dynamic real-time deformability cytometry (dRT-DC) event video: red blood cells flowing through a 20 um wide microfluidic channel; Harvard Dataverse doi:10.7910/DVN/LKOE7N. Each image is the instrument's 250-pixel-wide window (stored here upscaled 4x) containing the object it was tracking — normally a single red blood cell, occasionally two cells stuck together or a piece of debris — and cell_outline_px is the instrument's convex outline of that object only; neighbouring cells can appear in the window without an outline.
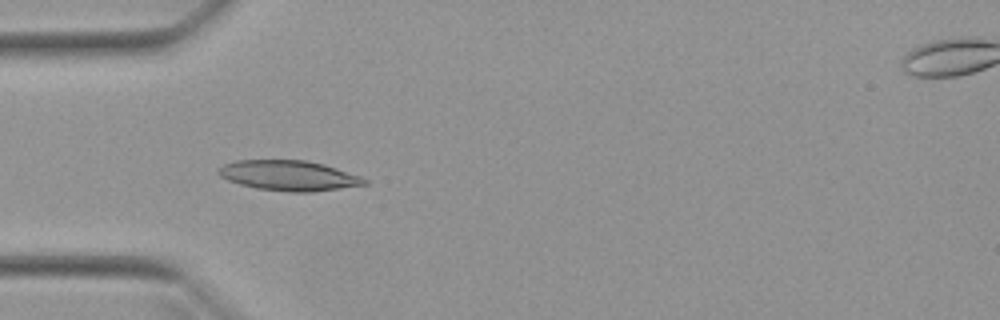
{"species": "Egyptian fruit bat (a non-hibernating species)", "species_latin": "Rousettus aegyptiacus", "temperature_condition": "warm", "stored_images_in_passage": 51, "camera_frame_rate_fps": 3000, "um_per_image_px": 0.085, "animal": {"sex": "female"}, "frame": {"image": 1, "passage_image": 16, "time_ms": 5.0, "image_size_px": [1000, 320], "cell_outline_px": [[368, 184], [312, 192], [288, 192], [256, 188], [240, 184], [228, 180], [220, 176], [216, 172], [216, 168], [224, 164], [236, 160], [304, 160], [324, 164], [360, 176], [368, 180]], "centroid_in_image_um": [24.52, 14.92], "position_along_channel_um": 60.5, "area_um2": 25.72}}
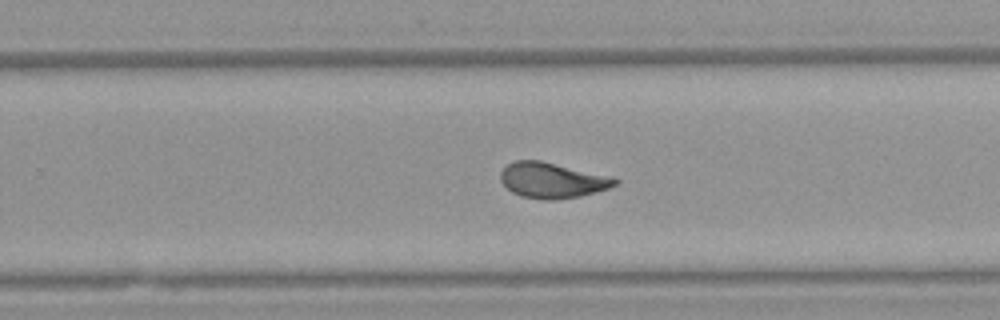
{"frame": {"image": 2, "passage_image": 33, "time_ms": 10.667, "image_size_px": [1000, 320], "cell_outline_px": [[620, 180], [616, 184], [608, 188], [580, 196], [556, 200], [544, 200], [520, 196], [512, 192], [500, 180], [500, 172], [508, 164], [516, 160], [540, 160], [612, 176]], "centroid_in_image_um": [46.94, 15.32], "position_along_channel_um": 282.9, "area_um2": 23.7}}
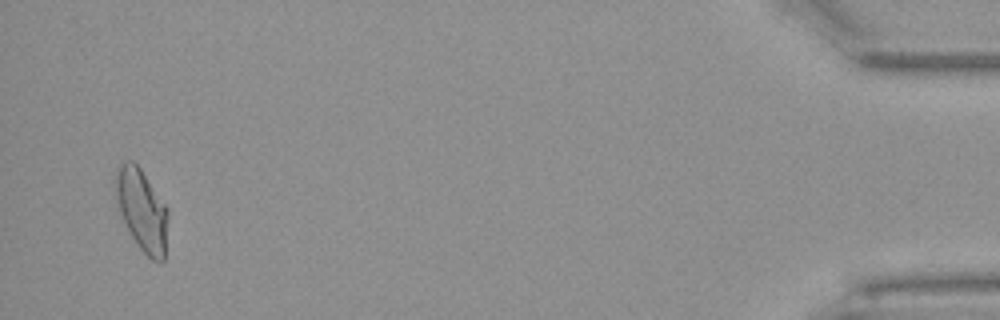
{"frame": {"image": 3, "passage_image": 50, "time_ms": 16.333, "image_size_px": [1000, 320], "cell_outline_px": [[168, 216], [164, 260], [160, 264], [152, 260], [140, 248], [132, 236], [120, 212], [112, 184], [116, 168], [124, 160], [132, 160], [140, 168], [168, 208]], "centroid_in_image_um": [12.04, 17.81], "position_along_channel_um": 423.2, "area_um2": 25.14}, "authors_computed_cell_mechanics": {"area_um2": 23.698, "velocity_mm_per_s": 3.9728, "shape_relaxation_time_tau1_ms": 6.8081, "shape_relaxation_time_tau2_ms": 0.9177, "deformation_change_tau1": 0.1849, "deformation_change_tau2": 0.0552}}